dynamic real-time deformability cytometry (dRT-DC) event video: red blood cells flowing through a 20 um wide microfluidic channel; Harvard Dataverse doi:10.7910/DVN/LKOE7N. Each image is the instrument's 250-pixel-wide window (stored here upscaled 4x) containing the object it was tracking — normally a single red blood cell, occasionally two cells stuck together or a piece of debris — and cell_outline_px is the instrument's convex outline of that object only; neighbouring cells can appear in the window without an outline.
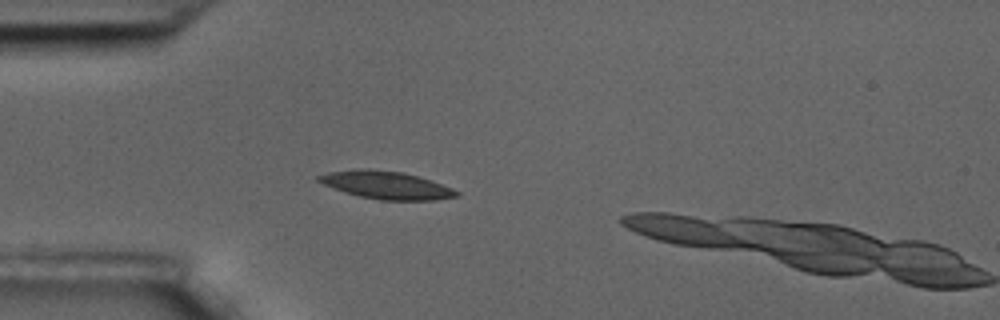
{"species": "common noctule bat (a hibernating species)", "species_latin": "Nyctalus noctula", "temperature_condition": "room temperature", "stored_images_in_passage": 10, "camera_frame_rate_fps": 3000, "um_per_image_px": 0.085, "animal": {"sex": "male", "body_mass_g": 17.5, "forearm_length_mm": 52.3}, "frame": {"image": 1, "passage_image": 9, "time_ms": 2.667, "image_size_px": [1000, 320], "cell_outline_px": [[460, 196], [436, 200], [380, 200], [360, 196], [344, 192], [324, 184], [316, 180], [316, 176], [328, 172], [356, 168], [368, 168], [404, 172], [452, 188], [460, 192]], "centroid_in_image_um": [32.8, 15.72], "position_along_channel_um": 52.2, "area_um2": 22.31}}